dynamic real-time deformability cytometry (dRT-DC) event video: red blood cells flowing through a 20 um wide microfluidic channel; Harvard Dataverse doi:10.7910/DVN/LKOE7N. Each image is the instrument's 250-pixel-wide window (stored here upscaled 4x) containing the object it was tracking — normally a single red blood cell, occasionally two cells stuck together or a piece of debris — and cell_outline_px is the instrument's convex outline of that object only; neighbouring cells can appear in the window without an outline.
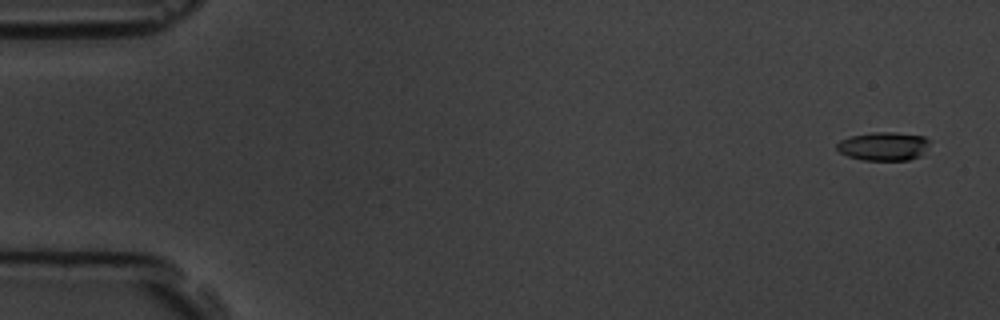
{"species": "common noctule bat (a hibernating species)", "species_latin": "Nyctalus noctula", "temperature_condition": "room temperature", "stored_images_in_passage": 5, "camera_frame_rate_fps": 3000, "um_per_image_px": 0.085, "animal": {"sex": "male", "body_mass_g": 19.5, "forearm_length_mm": 54.6}, "frame": {"image": 1, "passage_image": 1, "time_ms": 0.0, "image_size_px": [1000, 320], "cell_outline_px": [[932, 140], [920, 156], [908, 160], [864, 160], [848, 156], [840, 152], [836, 148], [836, 144], [840, 140], [852, 136], [872, 132], [896, 132], [924, 136]], "centroid_in_image_um": [75.12, 12.42], "position_along_channel_um": 9.9, "area_um2": 15.49}}
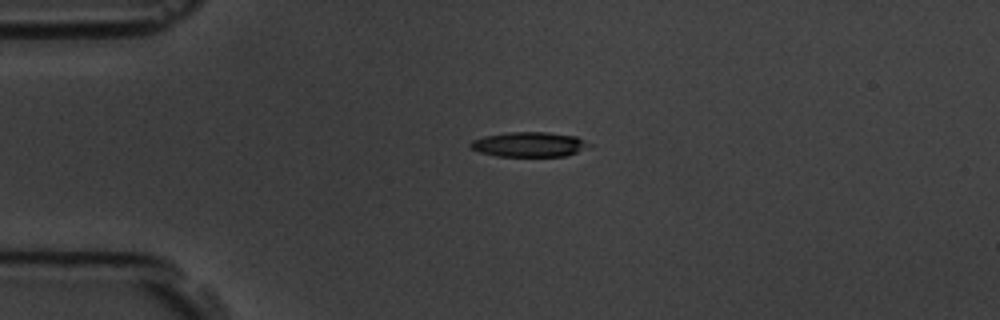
{"frame": {"image": 2, "passage_image": 4, "time_ms": 3.667, "image_size_px": [1000, 320], "cell_outline_px": [[592, 148], [564, 156], [496, 156], [480, 152], [472, 148], [468, 144], [472, 140], [484, 136], [508, 132], [548, 132], [576, 136], [592, 144]], "centroid_in_image_um": [45.03, 12.27], "position_along_channel_um": 40.0, "area_um2": 17.34}}
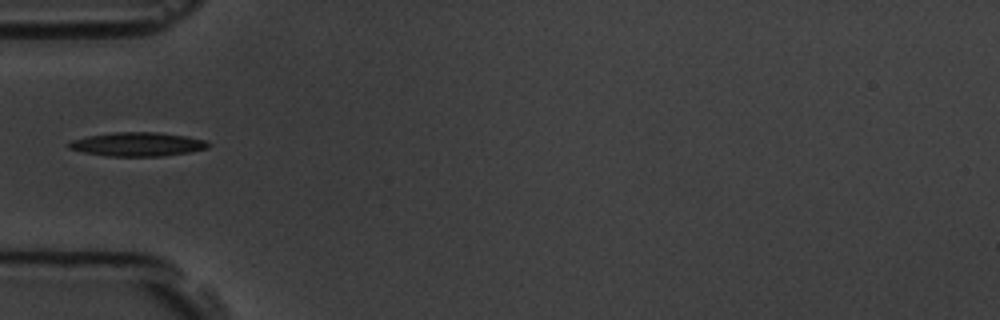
{"frame": {"image": 3, "passage_image": 5, "time_ms": 5.333, "image_size_px": [1000, 320], "cell_outline_px": [[212, 144], [208, 148], [188, 152], [164, 156], [108, 156], [84, 152], [68, 148], [68, 144], [72, 140], [88, 136], [112, 132], [156, 132], [188, 136], [204, 140]], "centroid_in_image_um": [11.71, 12.26], "position_along_channel_um": 73.3, "area_um2": 19.36}}